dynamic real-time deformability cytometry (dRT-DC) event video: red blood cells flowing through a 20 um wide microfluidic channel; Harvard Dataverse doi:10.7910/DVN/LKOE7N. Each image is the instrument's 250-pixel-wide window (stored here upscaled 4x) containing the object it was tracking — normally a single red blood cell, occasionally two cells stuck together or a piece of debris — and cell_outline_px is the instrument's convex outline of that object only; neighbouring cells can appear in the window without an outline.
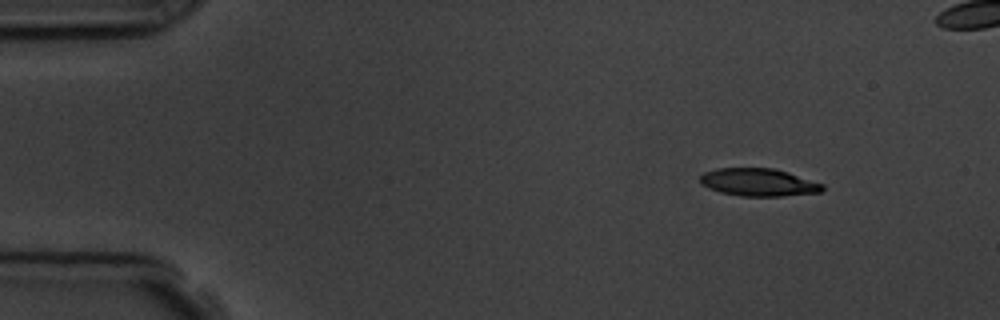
{"species": "common noctule bat (a hibernating species)", "species_latin": "Nyctalus noctula", "temperature_condition": "room temperature", "stored_images_in_passage": 5, "camera_frame_rate_fps": 3000, "um_per_image_px": 0.085, "animal": {"sex": "male", "body_mass_g": 19.5, "forearm_length_mm": 54.6}, "frame": {"image": 1, "passage_image": 5, "time_ms": 4.667, "image_size_px": [1000, 320], "cell_outline_px": [[824, 188], [820, 192], [780, 196], [740, 196], [720, 192], [704, 184], [700, 180], [700, 176], [704, 172], [716, 168], [772, 168], [788, 172], [824, 184]], "centroid_in_image_um": [64.5, 15.49], "position_along_channel_um": 20.5, "area_um2": 19.54}}